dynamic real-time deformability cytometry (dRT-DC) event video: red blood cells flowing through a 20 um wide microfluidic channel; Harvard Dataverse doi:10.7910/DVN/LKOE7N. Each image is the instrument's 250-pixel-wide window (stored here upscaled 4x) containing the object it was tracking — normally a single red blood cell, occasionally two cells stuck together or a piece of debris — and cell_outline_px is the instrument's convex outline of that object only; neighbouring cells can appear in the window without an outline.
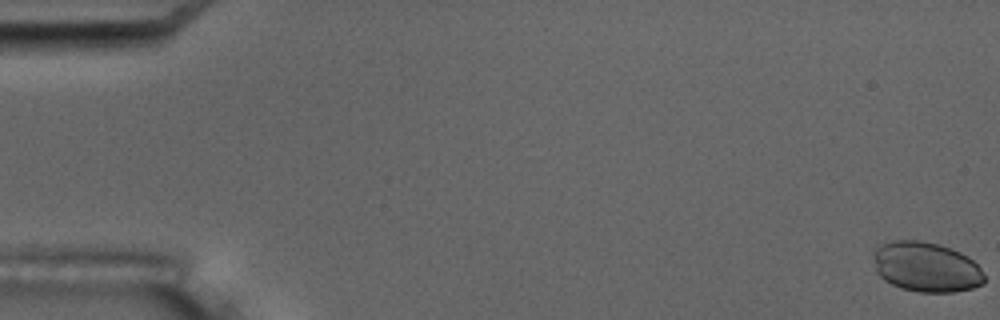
{"species": "common noctule bat (a hibernating species)", "species_latin": "Nyctalus noctula", "temperature_condition": "room temperature", "stored_images_in_passage": 4, "camera_frame_rate_fps": 3000, "um_per_image_px": 0.085, "animal": {"sex": "male", "body_mass_g": 17.5, "forearm_length_mm": 52.3}, "frame": {"image": 1, "passage_image": 1, "time_ms": 0.0, "image_size_px": [1000, 320], "cell_outline_px": [[984, 284], [972, 288], [956, 292], [920, 292], [900, 288], [884, 280], [876, 272], [872, 256], [876, 248], [892, 240], [920, 240], [940, 244], [960, 252], [968, 256], [980, 268], [984, 276]], "centroid_in_image_um": [78.72, 22.69], "position_along_channel_um": 6.3, "area_um2": 32.48}}